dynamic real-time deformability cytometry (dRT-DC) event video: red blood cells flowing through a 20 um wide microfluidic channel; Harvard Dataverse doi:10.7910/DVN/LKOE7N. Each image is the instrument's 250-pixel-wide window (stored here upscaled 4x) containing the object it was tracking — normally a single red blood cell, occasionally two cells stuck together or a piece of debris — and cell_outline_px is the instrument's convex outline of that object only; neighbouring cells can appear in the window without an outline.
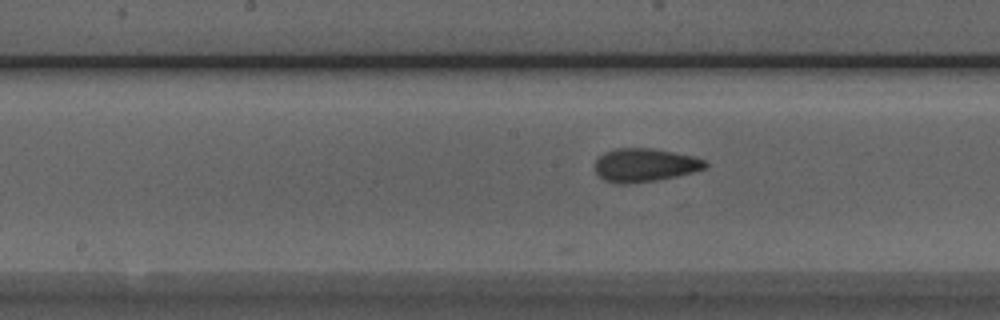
{"species": "Egyptian fruit bat (a non-hibernating species)", "species_latin": "Rousettus aegyptiacus", "temperature_condition": "room temperature", "stored_images_in_passage": 22, "camera_frame_rate_fps": 3000, "um_per_image_px": 0.085, "animal": {"sex": "male"}, "frame": {"image": 1, "passage_image": 10, "time_ms": 3.0, "image_size_px": [1000, 320], "cell_outline_px": [[708, 164], [704, 168], [692, 172], [676, 176], [656, 180], [624, 184], [616, 184], [604, 180], [596, 172], [596, 160], [604, 152], [616, 148], [652, 148], [692, 156], [704, 160]], "centroid_in_image_um": [54.78, 14.03], "position_along_channel_um": 193.4, "area_um2": 21.21}}
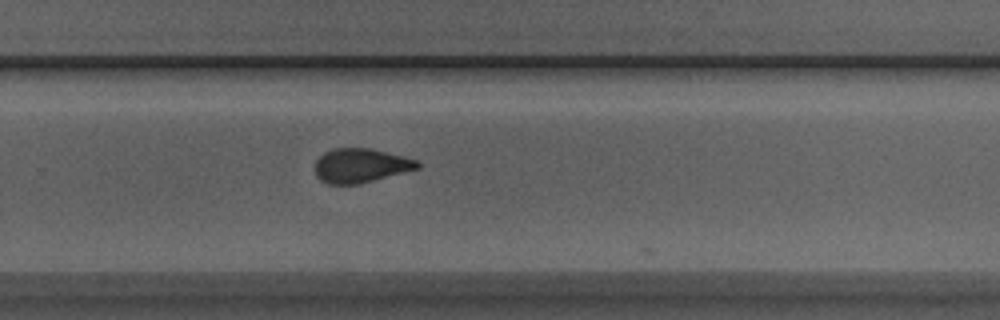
{"frame": {"image": 2, "passage_image": 18, "time_ms": 5.667, "image_size_px": [1000, 320], "cell_outline_px": [[420, 168], [360, 184], [328, 184], [320, 180], [316, 176], [316, 160], [324, 152], [332, 148], [372, 148], [404, 156], [416, 160], [420, 164]], "centroid_in_image_um": [30.66, 14.07], "position_along_channel_um": 299.1, "area_um2": 20.52}}
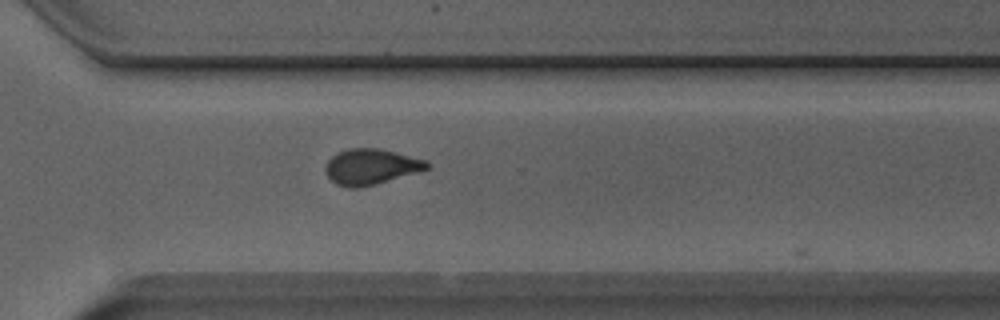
{"frame": {"image": 3, "passage_image": 21, "time_ms": 6.667, "image_size_px": [1000, 320], "cell_outline_px": [[432, 164], [428, 168], [416, 172], [376, 184], [356, 188], [348, 188], [336, 184], [328, 176], [324, 168], [328, 160], [332, 156], [348, 148], [380, 148], [424, 160]], "centroid_in_image_um": [31.5, 14.17], "position_along_channel_um": 339.1, "area_um2": 20.81}}